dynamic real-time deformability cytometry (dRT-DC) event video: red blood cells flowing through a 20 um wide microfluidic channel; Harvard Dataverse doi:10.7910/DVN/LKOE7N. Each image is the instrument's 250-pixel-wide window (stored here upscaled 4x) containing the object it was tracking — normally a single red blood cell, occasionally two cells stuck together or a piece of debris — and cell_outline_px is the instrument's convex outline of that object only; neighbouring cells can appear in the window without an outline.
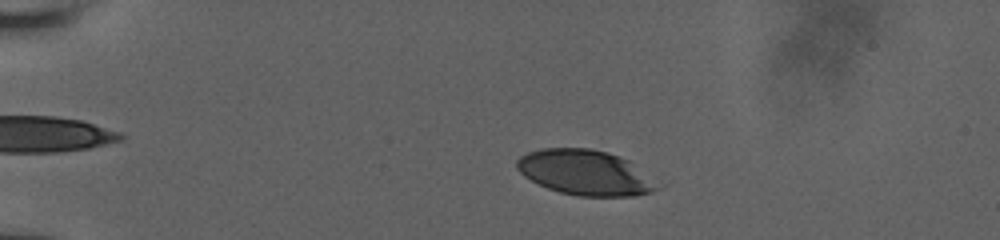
{"species": "human", "species_latin": "Homo sapiens", "temperature_condition": "room temperature", "stored_images_in_passage": 54, "camera_frame_rate_fps": 3000, "um_per_image_px": 0.085, "donor": {"sex": "male"}, "frame": {"image": 1, "passage_image": 13, "time_ms": 4.0, "image_size_px": [1000, 240], "cell_outline_px": [[668, 184], [652, 192], [636, 196], [576, 196], [560, 192], [548, 188], [524, 176], [516, 168], [516, 160], [520, 156], [528, 152], [544, 148], [588, 148], [608, 152], [628, 160]], "centroid_in_image_um": [49.87, 14.68], "position_along_channel_um": 35.1, "area_um2": 37.74}}
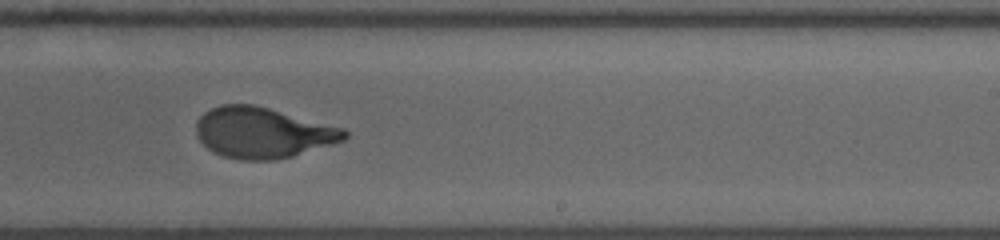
{"frame": {"image": 2, "passage_image": 36, "time_ms": 12.0, "image_size_px": [1000, 240], "cell_outline_px": [[348, 136], [344, 140], [332, 144], [292, 156], [272, 160], [244, 160], [224, 156], [212, 152], [196, 136], [196, 120], [204, 112], [220, 104], [252, 104], [268, 108], [344, 128], [348, 132]], "centroid_in_image_um": [22.31, 11.27], "position_along_channel_um": 266.7, "area_um2": 43.64}}
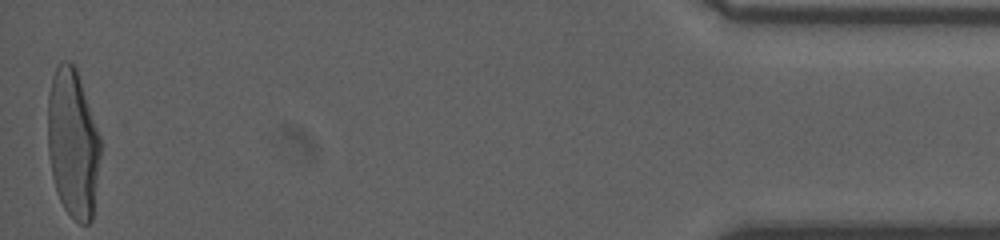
{"frame": {"image": 3, "passage_image": 54, "time_ms": 18.333, "image_size_px": [1000, 240], "cell_outline_px": [[100, 156], [92, 220], [88, 224], [80, 224], [64, 208], [56, 192], [52, 176], [48, 152], [48, 96], [52, 76], [56, 64], [60, 60], [68, 60], [76, 68], [100, 136]], "centroid_in_image_um": [6.18, 12.17], "position_along_channel_um": 429.0, "area_um2": 45.66}, "authors_computed_cell_mechanics": {"area_um2": 43.639, "velocity_mm_per_s": 3.8375, "shape_relaxation_time_tau1_ms": 3.9461, "shape_relaxation_time_tau2_ms": null, "deformation_change_tau1": 0.2237, "deformation_change_tau2": null}}